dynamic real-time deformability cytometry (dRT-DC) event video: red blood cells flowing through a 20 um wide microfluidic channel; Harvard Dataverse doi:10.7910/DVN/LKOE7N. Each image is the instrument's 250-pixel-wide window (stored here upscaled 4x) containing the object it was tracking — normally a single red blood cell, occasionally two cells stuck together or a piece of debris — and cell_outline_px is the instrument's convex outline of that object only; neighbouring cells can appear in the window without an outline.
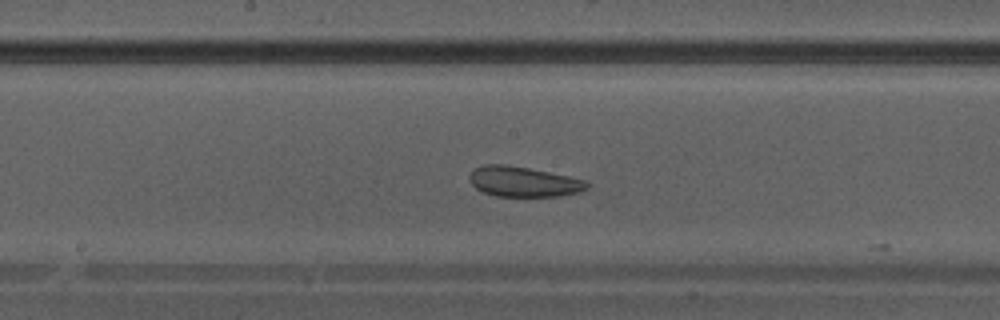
{"species": "Egyptian fruit bat (a non-hibernating species)", "species_latin": "Rousettus aegyptiacus", "temperature_condition": "warm", "stored_images_in_passage": 33, "camera_frame_rate_fps": 3000, "um_per_image_px": 0.085, "animal": {"sex": "male"}, "frame": {"image": 1, "passage_image": 15, "time_ms": 4.667, "image_size_px": [1000, 320], "cell_outline_px": [[588, 188], [580, 192], [560, 196], [496, 196], [484, 192], [476, 188], [472, 184], [468, 176], [476, 168], [484, 164], [508, 164], [588, 180]], "centroid_in_image_um": [44.51, 15.44], "position_along_channel_um": 203.7, "area_um2": 20.63}}
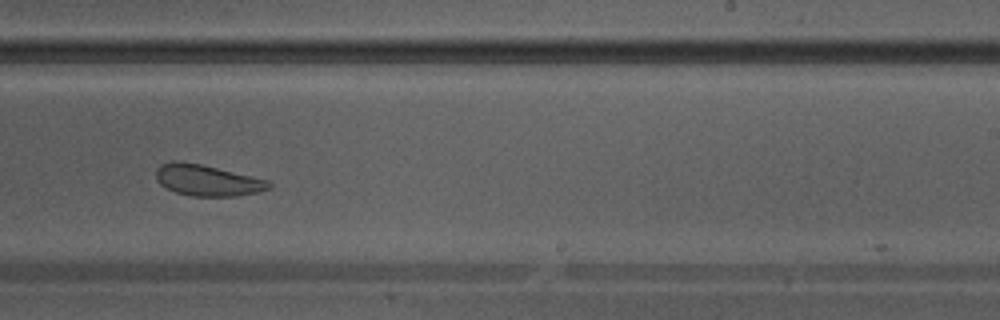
{"frame": {"image": 2, "passage_image": 19, "time_ms": 6.0, "image_size_px": [1000, 320], "cell_outline_px": [[272, 188], [260, 192], [236, 196], [192, 196], [176, 192], [164, 188], [156, 180], [156, 168], [160, 164], [172, 160], [180, 160], [200, 164], [268, 180], [272, 184]], "centroid_in_image_um": [17.59, 15.32], "position_along_channel_um": 271.4, "area_um2": 20.69}}